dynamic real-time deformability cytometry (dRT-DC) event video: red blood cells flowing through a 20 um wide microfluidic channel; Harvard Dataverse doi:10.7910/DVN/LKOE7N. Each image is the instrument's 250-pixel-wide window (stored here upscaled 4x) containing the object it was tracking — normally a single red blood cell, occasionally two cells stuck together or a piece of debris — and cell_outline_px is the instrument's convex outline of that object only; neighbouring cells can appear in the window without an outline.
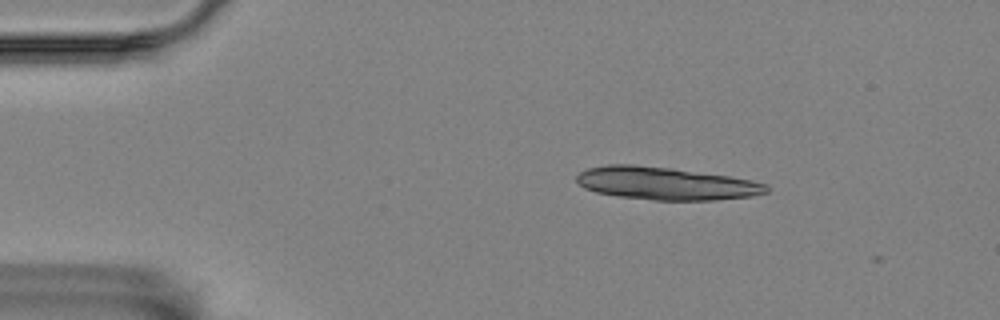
{"species": "Egyptian fruit bat (a non-hibernating species)", "species_latin": "Rousettus aegyptiacus", "temperature_condition": "room temperature", "stored_images_in_passage": 4, "camera_frame_rate_fps": 3000, "um_per_image_px": 0.085, "animal": {"sex": "female"}, "frame": {"image": 1, "passage_image": 1, "time_ms": 0.0, "image_size_px": [1000, 320], "cell_outline_px": [[768, 192], [752, 196], [716, 200], [656, 200], [616, 196], [596, 192], [584, 188], [576, 180], [576, 176], [580, 172], [588, 168], [608, 164], [632, 164], [672, 168], [728, 176], [748, 180], [764, 184], [768, 188]], "centroid_in_image_um": [56.54, 15.59], "position_along_channel_um": 28.5, "area_um2": 36.01}}